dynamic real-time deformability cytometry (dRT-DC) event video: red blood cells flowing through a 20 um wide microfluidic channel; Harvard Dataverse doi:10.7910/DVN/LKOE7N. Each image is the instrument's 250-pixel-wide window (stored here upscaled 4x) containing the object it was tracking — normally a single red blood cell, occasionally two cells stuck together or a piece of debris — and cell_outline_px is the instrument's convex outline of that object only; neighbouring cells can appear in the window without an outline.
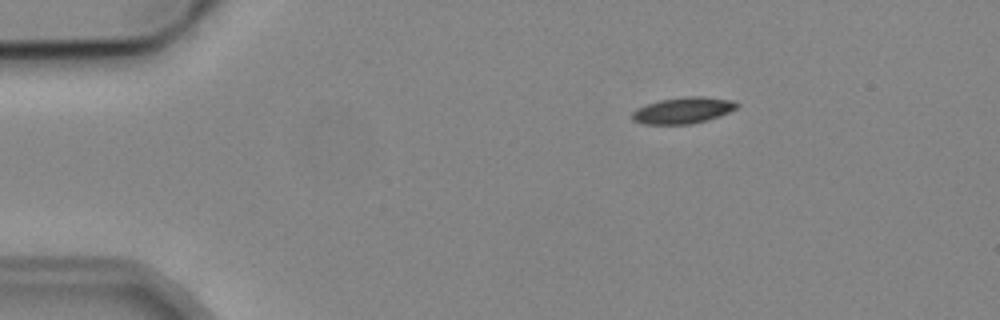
{"species": "common noctule bat (a hibernating species)", "species_latin": "Nyctalus noctula", "temperature_condition": "cold", "stored_images_in_passage": 5, "camera_frame_rate_fps": 3000, "um_per_image_px": 0.085, "animal": {"sex": "male", "body_mass_g": 19.2, "forearm_length_mm": 51.8}, "frame": {"image": 1, "passage_image": 3, "time_ms": 3.0, "image_size_px": [1000, 320], "cell_outline_px": [[740, 104], [736, 108], [728, 112], [708, 120], [692, 124], [644, 124], [632, 120], [632, 112], [636, 108], [660, 100], [684, 96], [704, 96], [732, 100]], "centroid_in_image_um": [58.06, 9.38], "position_along_channel_um": 26.9, "area_um2": 16.07}}